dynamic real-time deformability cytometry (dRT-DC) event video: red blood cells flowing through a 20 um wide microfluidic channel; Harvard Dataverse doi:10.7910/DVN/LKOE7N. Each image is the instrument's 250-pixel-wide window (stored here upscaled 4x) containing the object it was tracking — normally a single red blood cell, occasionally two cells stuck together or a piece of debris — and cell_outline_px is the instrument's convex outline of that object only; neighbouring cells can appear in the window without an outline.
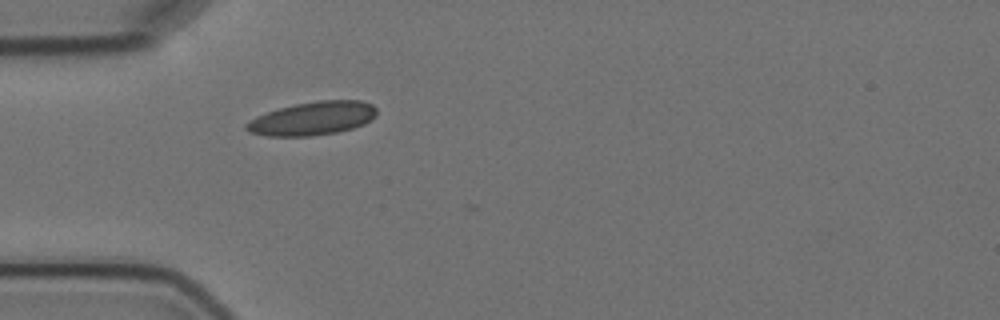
{"species": "Egyptian fruit bat (a non-hibernating species)", "species_latin": "Rousettus aegyptiacus", "temperature_condition": "cold", "stored_images_in_passage": 1, "camera_frame_rate_fps": 3000, "um_per_image_px": 0.085, "animal": {"sex": "female"}, "frame": {"image": 1, "passage_image": 1, "time_ms": 0.0, "image_size_px": [1000, 320], "cell_outline_px": [[376, 116], [364, 124], [352, 128], [336, 132], [308, 136], [268, 136], [248, 132], [244, 128], [244, 124], [256, 116], [280, 108], [296, 104], [320, 100], [360, 100], [372, 104], [376, 108]], "centroid_in_image_um": [26.56, 10.06], "position_along_channel_um": 58.4, "area_um2": 25.32}}